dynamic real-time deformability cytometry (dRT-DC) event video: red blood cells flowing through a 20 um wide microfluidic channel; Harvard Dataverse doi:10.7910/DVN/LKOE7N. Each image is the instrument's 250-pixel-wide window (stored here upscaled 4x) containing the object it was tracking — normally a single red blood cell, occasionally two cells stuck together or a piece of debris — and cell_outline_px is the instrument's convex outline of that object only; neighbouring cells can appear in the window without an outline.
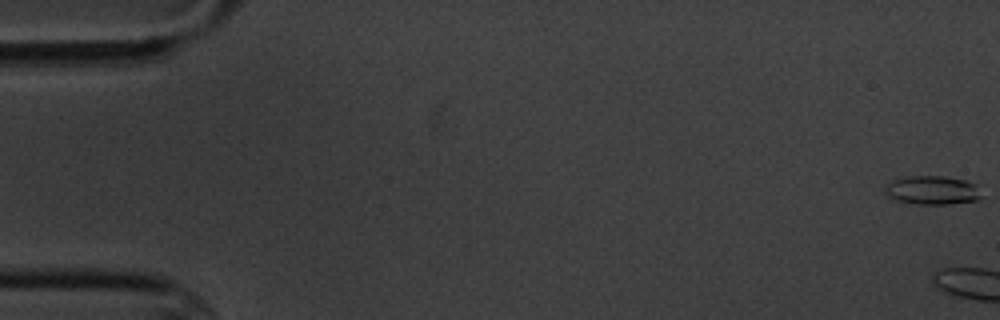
{"species": "common noctule bat (a hibernating species)", "species_latin": "Nyctalus noctula", "temperature_condition": "cold", "stored_images_in_passage": 6, "camera_frame_rate_fps": 3000, "um_per_image_px": 0.085, "animal": {"sex": "male", "body_mass_g": 20.1, "forearm_length_mm": 53.5}, "frame": {"image": 1, "passage_image": 1, "time_ms": 0.0, "image_size_px": [1000, 320], "cell_outline_px": [[984, 196], [980, 200], [952, 204], [916, 204], [900, 200], [888, 196], [884, 192], [884, 188], [892, 180], [908, 176], [944, 176], [964, 180], [976, 184]], "centroid_in_image_um": [79.31, 16.17], "position_along_channel_um": 5.7, "area_um2": 16.3}}